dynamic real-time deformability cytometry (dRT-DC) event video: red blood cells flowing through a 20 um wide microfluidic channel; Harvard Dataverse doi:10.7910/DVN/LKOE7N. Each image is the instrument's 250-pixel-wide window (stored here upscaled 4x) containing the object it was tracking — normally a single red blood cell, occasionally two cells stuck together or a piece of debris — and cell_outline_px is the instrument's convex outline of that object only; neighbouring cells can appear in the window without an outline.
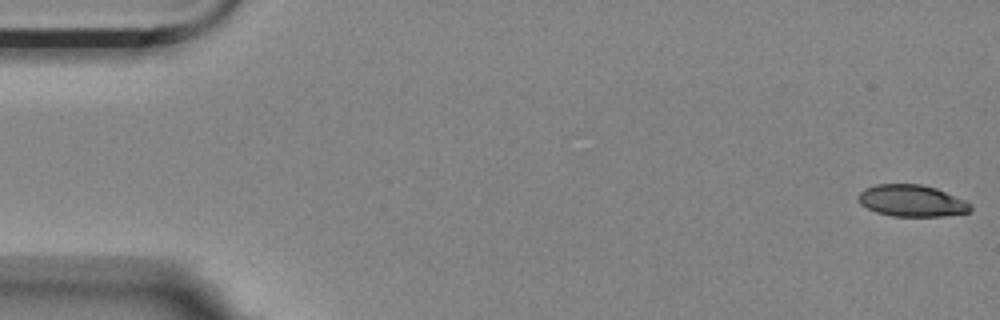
{"species": "Egyptian fruit bat (a non-hibernating species)", "species_latin": "Rousettus aegyptiacus", "temperature_condition": "room temperature", "stored_images_in_passage": 58, "segment_of_instrument_passage": [1, 2], "camera_frame_rate_fps": 3000, "um_per_image_px": 0.085, "animal": {"sex": "female"}, "frame": {"image": 1, "passage_image": 1, "time_ms": 0.0, "image_size_px": [1000, 320], "cell_outline_px": [[972, 208], [968, 212], [944, 216], [892, 216], [876, 212], [860, 204], [860, 192], [864, 188], [876, 184], [920, 184], [936, 188], [964, 200], [972, 204]], "centroid_in_image_um": [77.51, 17.06], "position_along_channel_um": 7.5, "area_um2": 20.58}}
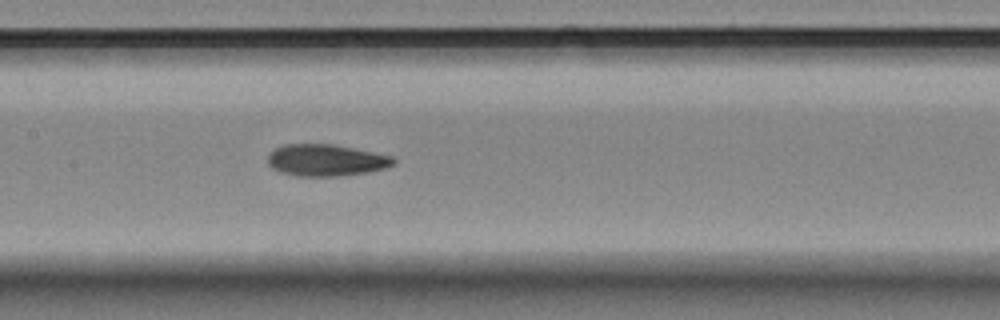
{"frame": {"image": 2, "passage_image": 27, "time_ms": 8.667, "image_size_px": [1000, 320], "cell_outline_px": [[396, 160], [392, 164], [384, 168], [368, 172], [336, 176], [296, 176], [280, 172], [272, 168], [268, 164], [268, 152], [284, 144], [332, 144], [392, 156]], "centroid_in_image_um": [27.65, 13.62], "position_along_channel_um": 179.7, "area_um2": 23.12}}
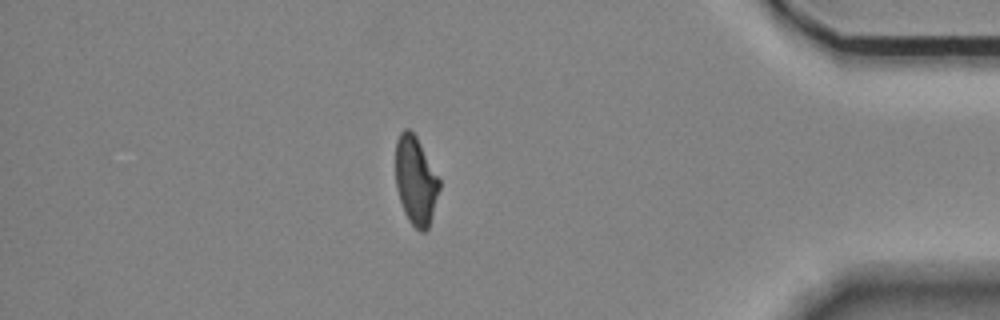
{"frame": {"image": 3, "passage_image": 49, "time_ms": 16.0, "image_size_px": [1000, 320], "cell_outline_px": [[440, 188], [428, 228], [424, 232], [420, 232], [408, 220], [404, 212], [396, 188], [396, 140], [400, 132], [404, 128], [408, 128], [416, 136], [440, 180]], "centroid_in_image_um": [35.32, 15.35], "position_along_channel_um": 399.9, "area_um2": 22.37}}